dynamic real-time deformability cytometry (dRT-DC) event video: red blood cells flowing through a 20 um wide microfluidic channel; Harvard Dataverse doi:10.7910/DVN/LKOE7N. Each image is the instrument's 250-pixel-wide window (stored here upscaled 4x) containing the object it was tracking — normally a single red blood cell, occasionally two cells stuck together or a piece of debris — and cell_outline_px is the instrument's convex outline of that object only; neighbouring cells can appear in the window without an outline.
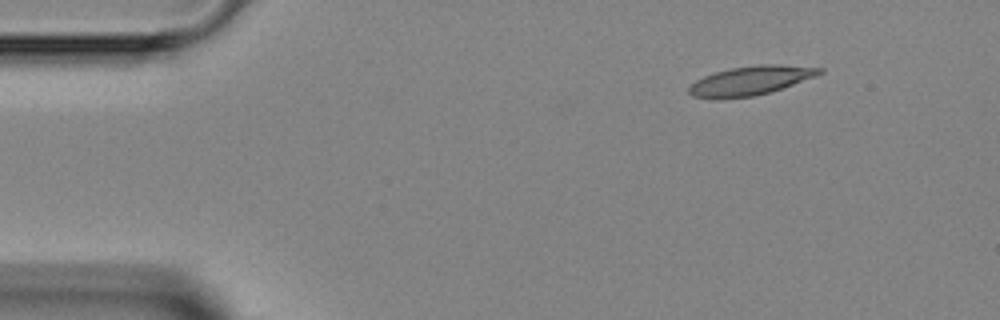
{"species": "Egyptian fruit bat (a non-hibernating species)", "species_latin": "Rousettus aegyptiacus", "temperature_condition": "room temperature", "stored_images_in_passage": 7, "segment_of_instrument_passage": [1, 2], "camera_frame_rate_fps": 3000, "um_per_image_px": 0.085, "animal": {"sex": "female"}, "frame": {"image": 1, "passage_image": 1, "time_ms": 0.0, "image_size_px": [1000, 320], "cell_outline_px": [[824, 72], [816, 76], [756, 96], [720, 100], [716, 100], [692, 96], [688, 92], [688, 88], [696, 80], [704, 76], [716, 72], [732, 68], [760, 64], [776, 64], [824, 68]], "centroid_in_image_um": [63.75, 6.87], "position_along_channel_um": 21.2, "area_um2": 22.14}}